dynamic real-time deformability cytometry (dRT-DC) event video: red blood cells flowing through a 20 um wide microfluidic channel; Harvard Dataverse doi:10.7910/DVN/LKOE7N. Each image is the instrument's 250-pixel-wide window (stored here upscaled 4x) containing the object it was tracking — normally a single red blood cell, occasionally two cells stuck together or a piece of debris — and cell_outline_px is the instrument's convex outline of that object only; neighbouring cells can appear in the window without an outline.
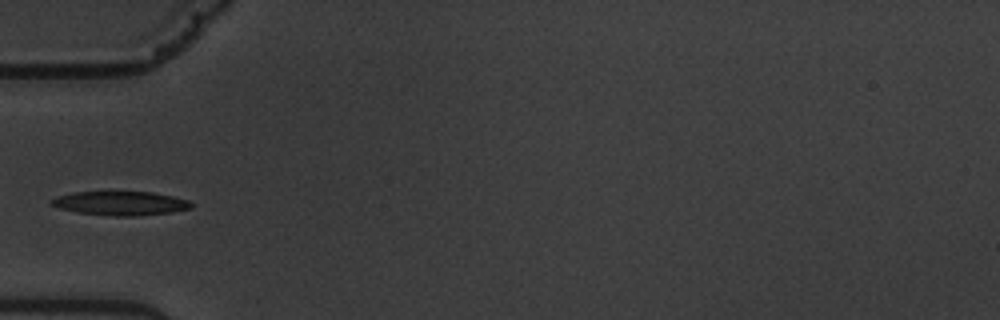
{"species": "common noctule bat (a hibernating species)", "species_latin": "Nyctalus noctula", "temperature_condition": "warm", "stored_images_in_passage": 6, "camera_frame_rate_fps": 3000, "um_per_image_px": 0.085, "animal": {"sex": "male", "body_mass_g": 19.5, "forearm_length_mm": 54.6}, "frame": {"image": 1, "passage_image": 6, "time_ms": 6.667, "image_size_px": [1000, 320], "cell_outline_px": [[192, 208], [172, 212], [136, 216], [112, 216], [76, 212], [60, 208], [52, 204], [48, 200], [56, 196], [72, 192], [152, 192], [172, 196], [188, 200], [192, 204]], "centroid_in_image_um": [10.22, 17.28], "position_along_channel_um": 74.8, "area_um2": 19.54}}